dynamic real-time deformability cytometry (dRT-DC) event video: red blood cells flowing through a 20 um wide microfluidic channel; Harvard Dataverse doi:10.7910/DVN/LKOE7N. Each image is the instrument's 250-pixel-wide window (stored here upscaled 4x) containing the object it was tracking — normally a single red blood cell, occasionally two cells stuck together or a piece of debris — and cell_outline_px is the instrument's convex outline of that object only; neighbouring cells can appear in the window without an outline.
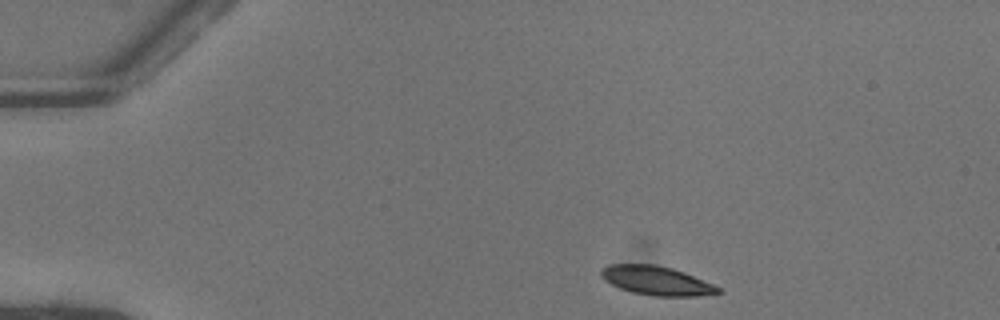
{"species": "common noctule bat (a hibernating species)", "species_latin": "Nyctalus noctula", "temperature_condition": "warm", "stored_images_in_passage": 43, "camera_frame_rate_fps": 3000, "um_per_image_px": 0.085, "animal": {"sex": "female"}, "frame": {"image": 1, "passage_image": 1, "time_ms": 0.0, "image_size_px": [1000, 320], "cell_outline_px": [[724, 292], [696, 296], [652, 296], [632, 292], [620, 288], [604, 280], [600, 276], [600, 272], [608, 264], [652, 264], [672, 268], [684, 272], [712, 284], [720, 288]], "centroid_in_image_um": [55.79, 23.86], "position_along_channel_um": 29.2, "area_um2": 19.65}}
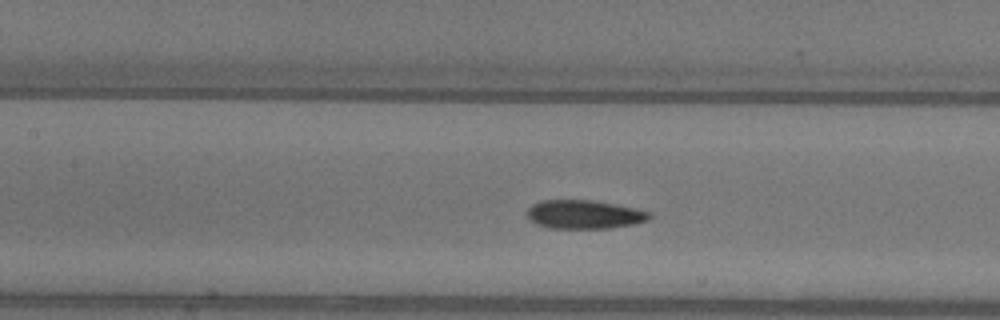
{"frame": {"image": 2, "passage_image": 16, "time_ms": 5.0, "image_size_px": [1000, 320], "cell_outline_px": [[652, 216], [648, 220], [636, 224], [608, 228], [548, 228], [536, 224], [528, 220], [528, 208], [532, 204], [540, 200], [592, 200], [636, 208], [648, 212]], "centroid_in_image_um": [49.64, 18.23], "position_along_channel_um": 157.8, "area_um2": 20.52}}
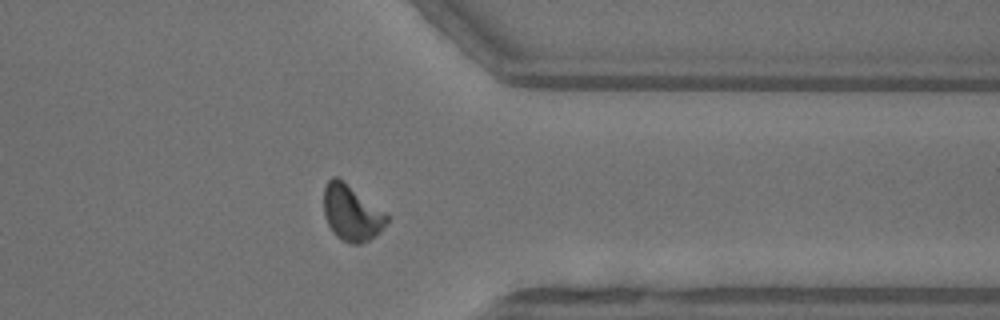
{"frame": {"image": 3, "passage_image": 33, "time_ms": 10.667, "image_size_px": [1000, 320], "cell_outline_px": [[388, 220], [380, 232], [376, 236], [360, 244], [352, 244], [336, 236], [332, 232], [324, 216], [324, 184], [332, 176], [336, 176], [388, 216]], "centroid_in_image_um": [29.83, 18.12], "position_along_channel_um": 381.6, "area_um2": 20.0}, "authors_computed_cell_mechanics": {"area_um2": 20.2878, "velocity_mm_per_s": 4.0546, "shape_relaxation_time_tau1_ms": 3.9385, "shape_relaxation_time_tau2_ms": 1.7724, "deformation_change_tau1": 0.1653, "deformation_change_tau2": 0.0824}}